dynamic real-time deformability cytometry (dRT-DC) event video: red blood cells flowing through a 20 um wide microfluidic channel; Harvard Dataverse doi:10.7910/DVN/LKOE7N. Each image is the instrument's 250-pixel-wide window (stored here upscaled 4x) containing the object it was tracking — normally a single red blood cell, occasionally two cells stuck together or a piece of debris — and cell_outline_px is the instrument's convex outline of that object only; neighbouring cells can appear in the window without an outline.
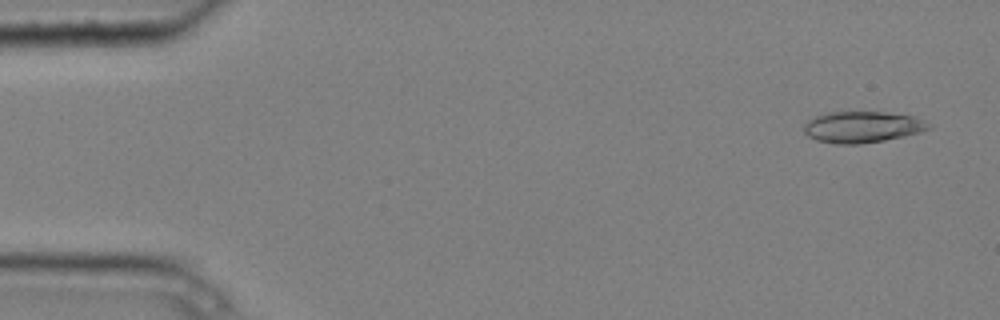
{"species": "common noctule bat (a hibernating species)", "species_latin": "Nyctalus noctula", "temperature_condition": "cold", "stored_images_in_passage": 5, "camera_frame_rate_fps": 3000, "um_per_image_px": 0.085, "animal": {"sex": "male", "body_mass_g": 20.4}, "frame": {"image": 1, "passage_image": 1, "time_ms": 0.0, "image_size_px": [1000, 320], "cell_outline_px": [[932, 128], [920, 132], [904, 136], [884, 140], [860, 144], [836, 144], [816, 140], [808, 136], [804, 132], [804, 124], [808, 120], [816, 116], [828, 112], [884, 112], [912, 116], [924, 120]], "centroid_in_image_um": [73.28, 10.8], "position_along_channel_um": 11.7, "area_um2": 22.66}}
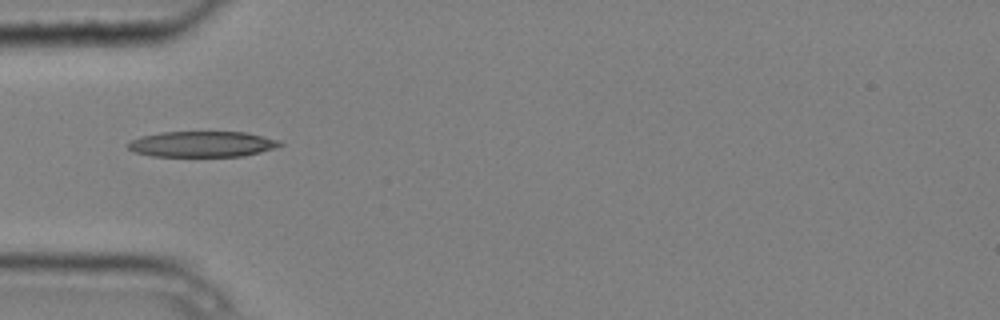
{"frame": {"image": 2, "passage_image": 5, "time_ms": 1.333, "image_size_px": [1000, 320], "cell_outline_px": [[284, 144], [276, 148], [244, 156], [152, 156], [136, 152], [128, 148], [128, 144], [132, 140], [140, 136], [160, 132], [244, 132], [280, 140]], "centroid_in_image_um": [17.21, 12.25], "position_along_channel_um": 67.8, "area_um2": 22.72}}